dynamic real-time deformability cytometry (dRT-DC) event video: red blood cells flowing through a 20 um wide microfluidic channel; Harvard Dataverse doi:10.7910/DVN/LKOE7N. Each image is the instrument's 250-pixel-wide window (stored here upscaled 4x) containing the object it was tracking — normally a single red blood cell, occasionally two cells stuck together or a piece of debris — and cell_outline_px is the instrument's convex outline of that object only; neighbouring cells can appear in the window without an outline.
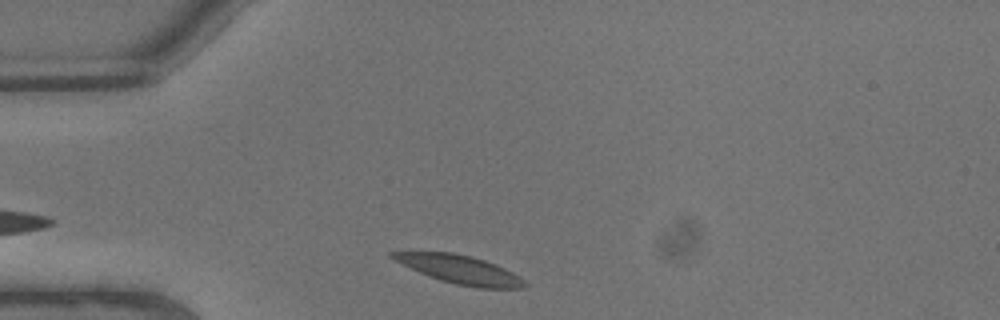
{"species": "common noctule bat (a hibernating species)", "species_latin": "Nyctalus noctula", "temperature_condition": "warm", "stored_images_in_passage": 2, "segment_of_instrument_passage": [2, 2], "camera_frame_rate_fps": 3000, "um_per_image_px": 0.085, "animal": {"sex": "male", "body_mass_g": 13.3}, "frame": {"image": 1, "passage_image": 2, "time_ms": 0.333, "image_size_px": [1000, 320], "cell_outline_px": [[528, 284], [524, 288], [480, 288], [456, 284], [440, 280], [420, 272], [388, 256], [388, 252], [452, 252], [472, 256], [496, 264], [520, 276]], "centroid_in_image_um": [39.14, 22.91], "position_along_channel_um": 45.9, "area_um2": 21.62}}